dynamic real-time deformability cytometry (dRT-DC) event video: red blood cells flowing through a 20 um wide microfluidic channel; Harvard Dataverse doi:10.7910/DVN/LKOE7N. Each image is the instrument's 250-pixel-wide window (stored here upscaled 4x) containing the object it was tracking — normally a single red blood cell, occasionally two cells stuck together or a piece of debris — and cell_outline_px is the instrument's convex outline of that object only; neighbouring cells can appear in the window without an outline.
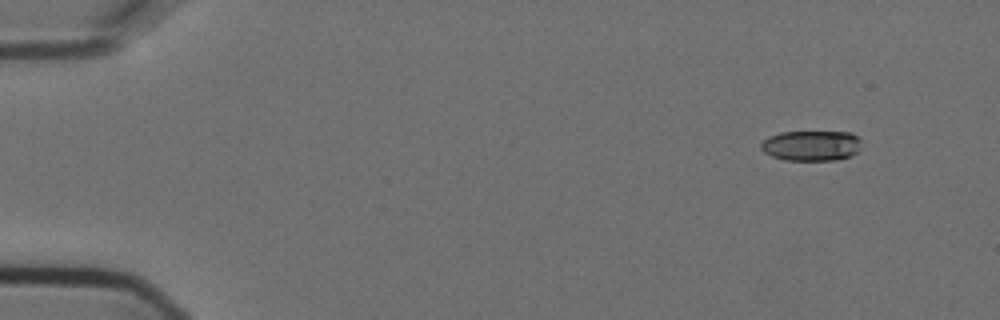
{"species": "Egyptian fruit bat (a non-hibernating species)", "species_latin": "Rousettus aegyptiacus", "temperature_condition": "cold", "stored_images_in_passage": 6, "camera_frame_rate_fps": 3000, "um_per_image_px": 0.085, "animal": {"sex": "female"}, "frame": {"image": 1, "passage_image": 1, "time_ms": 0.0, "image_size_px": [1000, 320], "cell_outline_px": [[860, 148], [852, 156], [836, 160], [784, 160], [772, 156], [764, 152], [760, 148], [760, 144], [768, 136], [780, 132], [852, 132], [860, 140]], "centroid_in_image_um": [68.95, 12.38], "position_along_channel_um": 16.0, "area_um2": 17.86}}
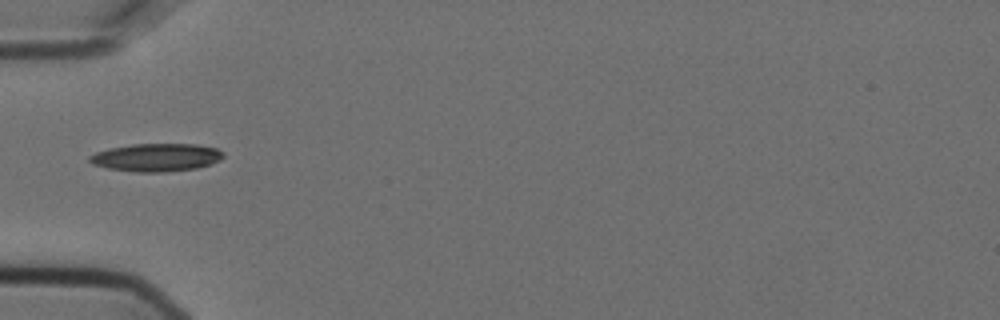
{"frame": {"image": 2, "passage_image": 5, "time_ms": 1.333, "image_size_px": [1000, 320], "cell_outline_px": [[224, 156], [220, 160], [212, 164], [196, 168], [168, 172], [136, 172], [108, 168], [92, 164], [88, 160], [88, 156], [96, 152], [108, 148], [132, 144], [196, 144], [216, 148], [224, 152]], "centroid_in_image_um": [13.29, 13.38], "position_along_channel_um": 71.7, "area_um2": 21.96}}
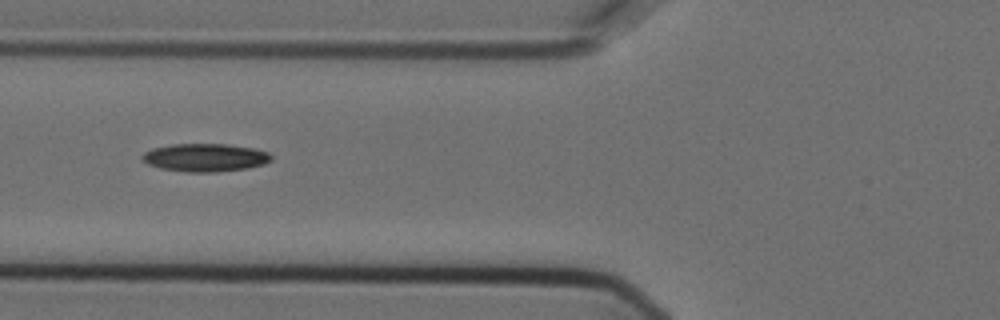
{"frame": {"image": 3, "passage_image": 6, "time_ms": 1.667, "image_size_px": [1000, 320], "cell_outline_px": [[272, 160], [264, 164], [248, 168], [216, 172], [188, 172], [160, 168], [148, 164], [140, 156], [144, 152], [152, 148], [172, 144], [228, 144], [252, 148], [268, 152], [272, 156]], "centroid_in_image_um": [17.44, 13.39], "position_along_channel_um": 108.4, "area_um2": 21.1}}